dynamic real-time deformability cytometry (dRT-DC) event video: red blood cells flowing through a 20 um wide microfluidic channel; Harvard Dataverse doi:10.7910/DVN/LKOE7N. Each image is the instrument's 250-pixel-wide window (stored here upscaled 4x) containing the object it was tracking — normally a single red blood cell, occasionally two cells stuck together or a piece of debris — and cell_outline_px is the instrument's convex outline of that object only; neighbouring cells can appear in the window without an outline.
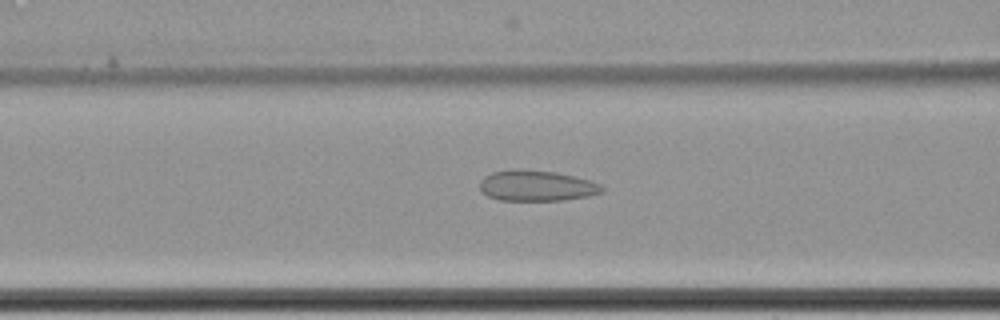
{"species": "common noctule bat (a hibernating species)", "species_latin": "Nyctalus noctula", "temperature_condition": "cold", "stored_images_in_passage": 64, "camera_frame_rate_fps": 3000, "um_per_image_px": 0.085, "animal": {"sex": "female", "body_mass_g": 22.7, "forearm_length_mm": 54.2}, "frame": {"image": 1, "passage_image": 29, "time_ms": 9.333, "image_size_px": [1000, 320], "cell_outline_px": [[604, 192], [588, 196], [560, 200], [500, 200], [488, 196], [480, 188], [480, 180], [484, 176], [492, 172], [512, 168], [520, 168], [556, 172], [592, 180], [600, 184], [604, 188]], "centroid_in_image_um": [45.62, 15.76], "position_along_channel_um": 121.0, "area_um2": 22.08}}
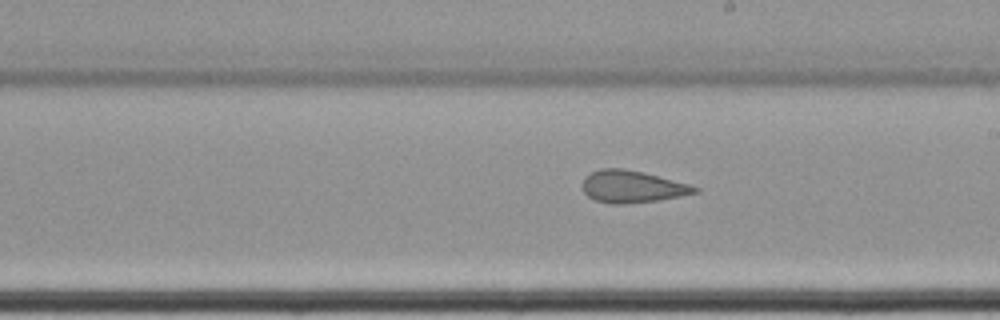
{"frame": {"image": 2, "passage_image": 39, "time_ms": 12.667, "image_size_px": [1000, 320], "cell_outline_px": [[700, 192], [680, 196], [656, 200], [624, 204], [608, 204], [596, 200], [588, 196], [584, 192], [580, 184], [584, 176], [600, 168], [624, 168], [644, 172], [692, 184], [700, 188]], "centroid_in_image_um": [53.73, 15.85], "position_along_channel_um": 235.3, "area_um2": 21.39}}
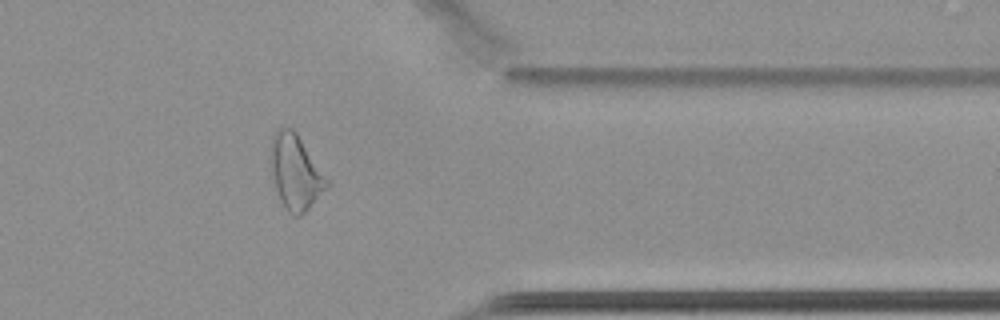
{"frame": {"image": 3, "passage_image": 53, "time_ms": 17.333, "image_size_px": [1000, 320], "cell_outline_px": [[332, 184], [300, 216], [292, 216], [288, 212], [280, 200], [272, 176], [268, 156], [272, 136], [276, 128], [292, 128], [296, 132]], "centroid_in_image_um": [25.1, 14.62], "position_along_channel_um": 386.3, "area_um2": 24.8}, "authors_computed_cell_mechanics": {"area_um2": 25.5476, "velocity_mm_per_s": 3.4311, "shape_relaxation_time_tau1_ms": null, "shape_relaxation_time_tau2_ms": 2.286, "deformation_change_tau1": null, "deformation_change_tau2": 0.0753}}